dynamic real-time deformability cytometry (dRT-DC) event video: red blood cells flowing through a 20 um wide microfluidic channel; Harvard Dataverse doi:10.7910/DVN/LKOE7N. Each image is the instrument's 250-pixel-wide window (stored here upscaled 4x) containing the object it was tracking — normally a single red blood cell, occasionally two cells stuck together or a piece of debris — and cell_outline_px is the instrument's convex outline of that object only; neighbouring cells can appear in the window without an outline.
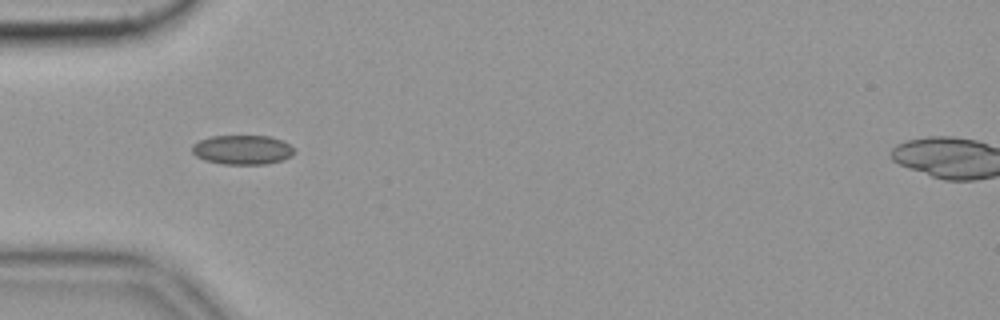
{"species": "common noctule bat (a hibernating species)", "species_latin": "Nyctalus noctula", "temperature_condition": "cold", "stored_images_in_passage": 40, "camera_frame_rate_fps": 3000, "um_per_image_px": 0.085, "animal": {"sex": "female", "body_mass_g": 19.9}, "frame": {"image": 1, "passage_image": 1, "time_ms": 0.0, "image_size_px": [1000, 320], "cell_outline_px": [[296, 152], [292, 156], [284, 160], [268, 164], [224, 164], [204, 160], [196, 156], [192, 152], [192, 144], [200, 140], [212, 136], [268, 136], [284, 140]], "centroid_in_image_um": [20.63, 12.73], "position_along_channel_um": 64.4, "area_um2": 17.63}, "authors_computed_cell_mechanics": {"area_um2": 16.8198, "velocity_mm_per_s": 3.5427, "shape_relaxation_time_tau1_ms": null, "shape_relaxation_time_tau2_ms": 1.5816, "deformation_change_tau1": null, "deformation_change_tau2": 0.0681}}